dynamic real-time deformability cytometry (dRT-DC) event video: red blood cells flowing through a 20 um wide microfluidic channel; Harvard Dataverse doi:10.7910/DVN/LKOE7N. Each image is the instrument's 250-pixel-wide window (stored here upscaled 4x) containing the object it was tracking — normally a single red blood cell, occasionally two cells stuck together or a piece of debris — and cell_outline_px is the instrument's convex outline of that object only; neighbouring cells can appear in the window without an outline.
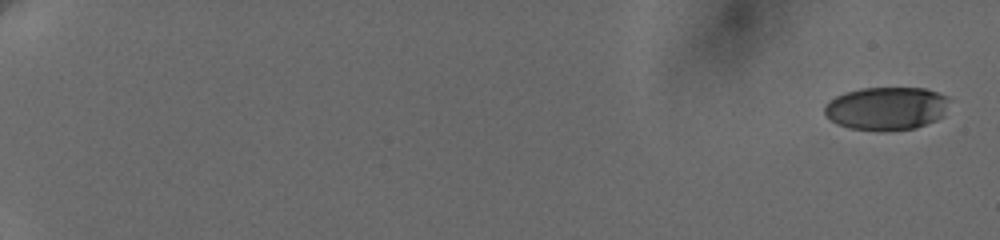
{"species": "human", "species_latin": "Homo sapiens", "temperature_condition": "cold", "stored_images_in_passage": 12, "camera_frame_rate_fps": 3000, "um_per_image_px": 0.085, "donor": {"sex": "female"}, "frame": {"image": 1, "passage_image": 1, "time_ms": 0.0, "image_size_px": [1000, 240], "cell_outline_px": [[948, 96], [944, 116], [936, 120], [916, 128], [884, 132], [880, 132], [848, 128], [836, 124], [824, 112], [824, 104], [828, 100], [836, 96], [860, 88], [924, 88]], "centroid_in_image_um": [75.33, 9.24], "position_along_channel_um": 9.7, "area_um2": 31.67}}
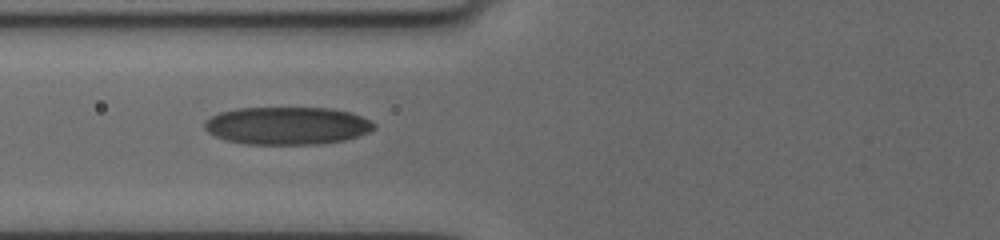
{"frame": {"image": 2, "passage_image": 11, "time_ms": 8.667, "image_size_px": [1000, 240], "cell_outline_px": [[376, 128], [368, 132], [344, 140], [320, 144], [248, 144], [224, 140], [208, 132], [204, 128], [204, 120], [220, 112], [236, 108], [332, 108], [352, 112], [376, 124]], "centroid_in_image_um": [24.39, 10.68], "position_along_channel_um": 101.4, "area_um2": 37.34}}
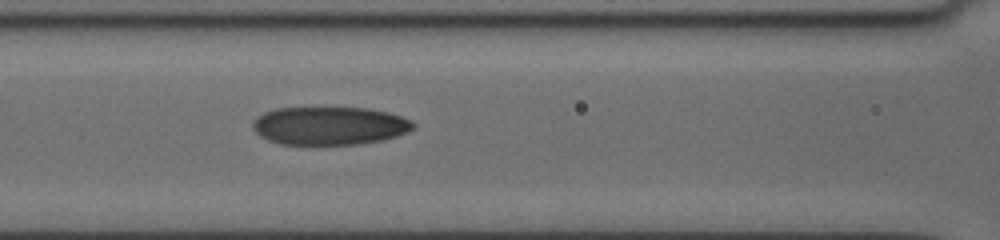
{"frame": {"image": 3, "passage_image": 12, "time_ms": 9.667, "image_size_px": [1000, 240], "cell_outline_px": [[416, 124], [408, 132], [396, 136], [380, 140], [356, 144], [280, 144], [268, 140], [260, 136], [252, 128], [252, 124], [256, 116], [264, 112], [276, 108], [368, 108], [388, 112], [412, 120]], "centroid_in_image_um": [27.99, 10.68], "position_along_channel_um": 138.6, "area_um2": 35.66}}